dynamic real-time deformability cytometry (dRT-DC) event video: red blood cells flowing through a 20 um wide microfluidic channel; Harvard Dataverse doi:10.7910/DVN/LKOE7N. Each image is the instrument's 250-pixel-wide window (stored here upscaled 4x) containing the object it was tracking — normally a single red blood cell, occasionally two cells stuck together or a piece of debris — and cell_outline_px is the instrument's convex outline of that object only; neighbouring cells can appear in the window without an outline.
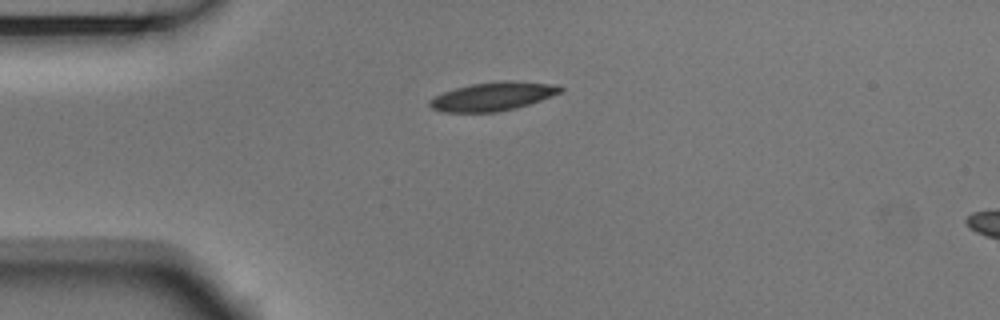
{"species": "Egyptian fruit bat (a non-hibernating species)", "species_latin": "Rousettus aegyptiacus", "temperature_condition": "room temperature", "stored_images_in_passage": 41, "camera_frame_rate_fps": 3000, "um_per_image_px": 0.085, "animal": {"sex": "male"}, "frame": {"image": 1, "passage_image": 1, "time_ms": 0.0, "image_size_px": [1000, 320], "cell_outline_px": [[564, 88], [560, 92], [540, 100], [528, 104], [496, 112], [444, 112], [432, 108], [428, 104], [428, 100], [444, 92], [456, 88], [472, 84], [500, 80], [512, 80], [552, 84]], "centroid_in_image_um": [41.86, 8.18], "position_along_channel_um": 43.1, "area_um2": 21.44}}
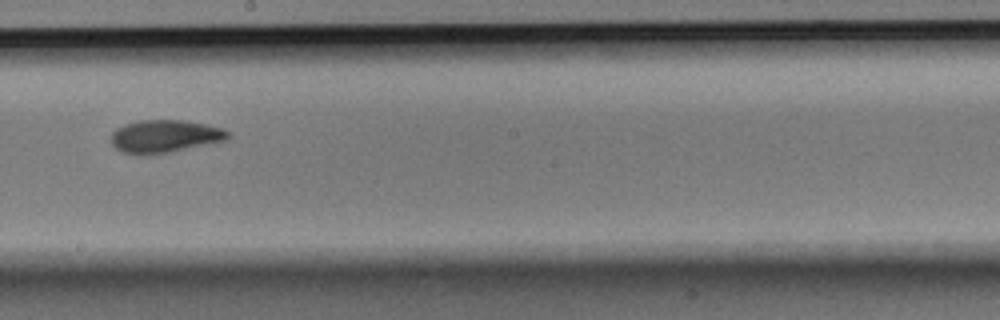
{"frame": {"image": 2, "passage_image": 18, "time_ms": 5.667, "image_size_px": [1000, 320], "cell_outline_px": [[232, 136], [224, 140], [172, 152], [140, 156], [124, 152], [116, 148], [108, 140], [112, 132], [116, 128], [124, 124], [140, 120], [184, 120], [224, 128], [232, 132]], "centroid_in_image_um": [13.99, 11.59], "position_along_channel_um": 234.2, "area_um2": 22.66}}
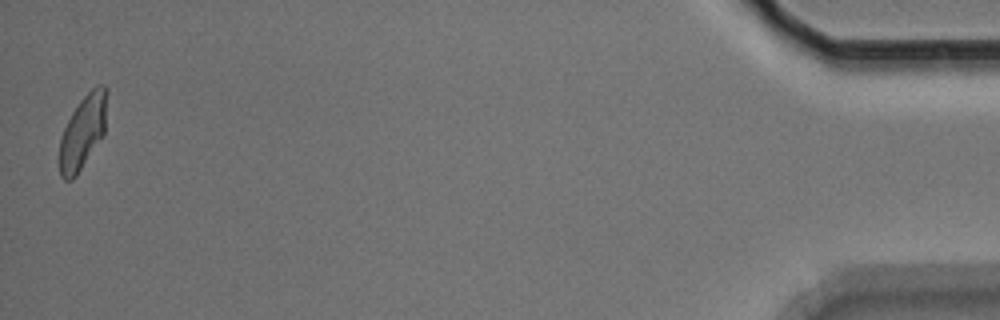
{"frame": {"image": 3, "passage_image": 41, "time_ms": 13.333, "image_size_px": [1000, 320], "cell_outline_px": [[108, 92], [104, 136], [76, 176], [72, 180], [64, 180], [60, 176], [60, 140], [64, 128], [72, 112], [80, 100], [96, 84], [104, 84], [108, 88]], "centroid_in_image_um": [7.08, 11.18], "position_along_channel_um": 428.1, "area_um2": 20.63}, "authors_computed_cell_mechanics": {"area_um2": 21.6172, "velocity_mm_per_s": 3.7285, "shape_relaxation_time_tau1_ms": 4.2205, "shape_relaxation_time_tau2_ms": 2.6532, "deformation_change_tau1": 0.1284, "deformation_change_tau2": 0.0703}}